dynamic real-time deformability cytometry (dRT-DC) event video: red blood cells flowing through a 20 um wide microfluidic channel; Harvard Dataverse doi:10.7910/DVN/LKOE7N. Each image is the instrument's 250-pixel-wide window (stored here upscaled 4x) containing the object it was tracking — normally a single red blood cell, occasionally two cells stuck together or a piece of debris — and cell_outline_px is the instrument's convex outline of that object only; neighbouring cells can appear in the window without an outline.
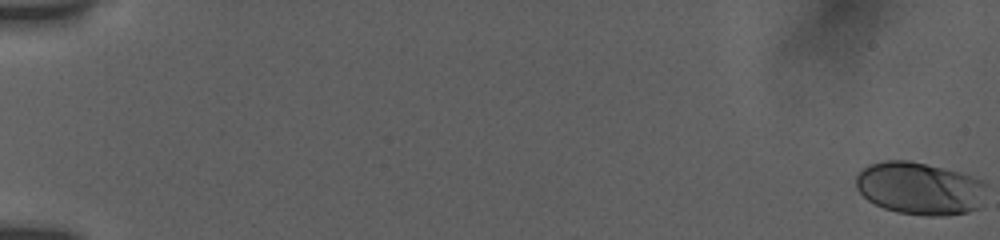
{"species": "human", "species_latin": "Homo sapiens", "temperature_condition": "room temperature", "stored_images_in_passage": 56, "camera_frame_rate_fps": 3000, "um_per_image_px": 0.085, "donor": {"sex": "female"}, "frame": {"image": 1, "passage_image": 1, "time_ms": 0.0, "image_size_px": [1000, 240], "cell_outline_px": [[984, 184], [980, 208], [968, 212], [944, 216], [924, 216], [896, 212], [884, 208], [868, 200], [856, 188], [856, 176], [868, 164], [884, 160], [908, 160], [960, 172], [984, 180]], "centroid_in_image_um": [78.16, 16.02], "position_along_channel_um": 6.8, "area_um2": 40.0}}
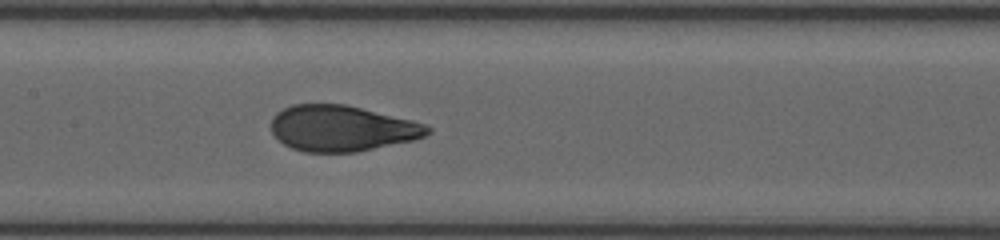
{"frame": {"image": 2, "passage_image": 30, "time_ms": 9.667, "image_size_px": [1000, 240], "cell_outline_px": [[432, 132], [424, 136], [412, 140], [356, 152], [304, 152], [292, 148], [284, 144], [272, 132], [272, 116], [276, 112], [292, 104], [344, 104], [412, 120], [424, 124], [432, 128]], "centroid_in_image_um": [29.04, 10.91], "position_along_channel_um": 178.4, "area_um2": 41.56}}
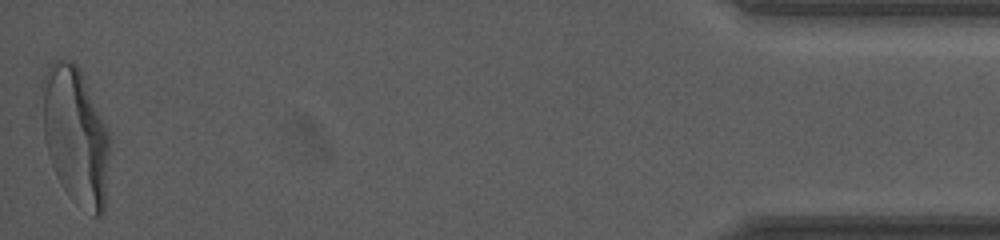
{"frame": {"image": 3, "passage_image": 56, "time_ms": 18.333, "image_size_px": [1000, 240], "cell_outline_px": [[108, 152], [104, 212], [100, 216], [92, 216], [56, 176], [48, 152], [44, 136], [44, 76], [52, 60], [72, 60], [80, 68], [108, 128]], "centroid_in_image_um": [6.45, 11.46], "position_along_channel_um": 428.8, "area_um2": 52.42}, "authors_computed_cell_mechanics": {"area_um2": 42.2229, "velocity_mm_per_s": 3.8286, "shape_relaxation_time_tau1_ms": 4.8859, "shape_relaxation_time_tau2_ms": null, "deformation_change_tau1": 0.2052, "deformation_change_tau2": null}}